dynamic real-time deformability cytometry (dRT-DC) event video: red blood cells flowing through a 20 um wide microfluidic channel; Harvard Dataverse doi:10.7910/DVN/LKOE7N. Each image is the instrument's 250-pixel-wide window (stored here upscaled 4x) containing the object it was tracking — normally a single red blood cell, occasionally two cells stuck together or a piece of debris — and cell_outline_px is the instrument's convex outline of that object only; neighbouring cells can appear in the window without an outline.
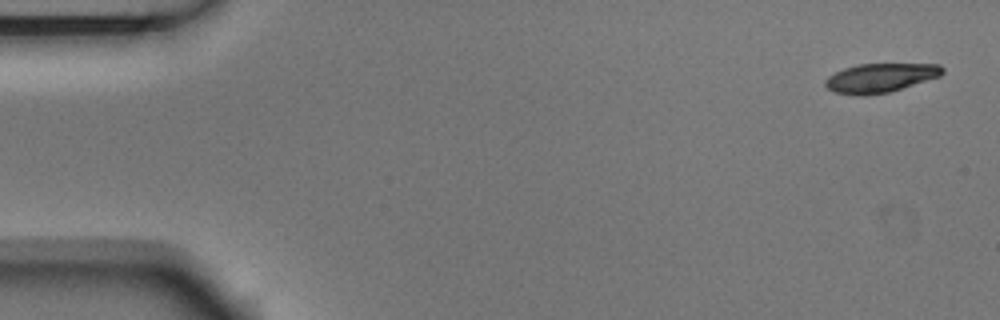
{"species": "Egyptian fruit bat (a non-hibernating species)", "species_latin": "Rousettus aegyptiacus", "temperature_condition": "room temperature", "stored_images_in_passage": 5, "camera_frame_rate_fps": 3000, "um_per_image_px": 0.085, "animal": {"sex": "male"}, "frame": {"image": 1, "passage_image": 1, "time_ms": 0.0, "image_size_px": [1000, 320], "cell_outline_px": [[944, 72], [940, 76], [888, 92], [864, 96], [836, 92], [828, 88], [824, 84], [824, 80], [828, 76], [844, 68], [856, 64], [940, 64], [944, 68]], "centroid_in_image_um": [74.82, 6.61], "position_along_channel_um": 10.2, "area_um2": 19.65}}
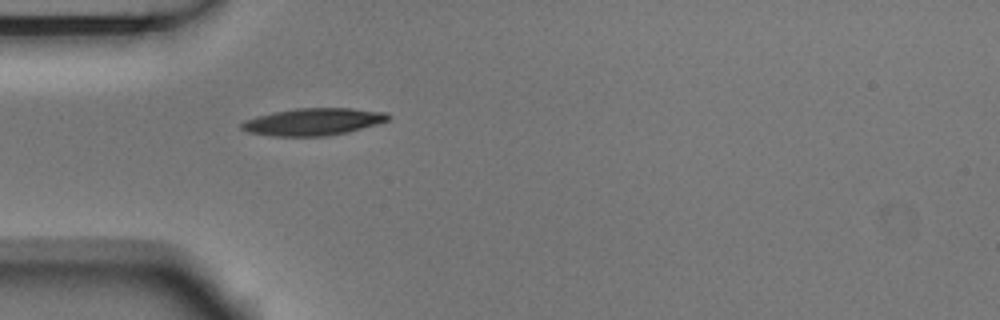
{"frame": {"image": 2, "passage_image": 5, "time_ms": 1.333, "image_size_px": [1000, 320], "cell_outline_px": [[392, 116], [388, 120], [376, 124], [348, 132], [324, 136], [272, 136], [248, 132], [240, 128], [240, 124], [244, 120], [256, 116], [296, 108], [352, 108], [388, 112]], "centroid_in_image_um": [26.63, 10.34], "position_along_channel_um": 58.4, "area_um2": 23.24}}